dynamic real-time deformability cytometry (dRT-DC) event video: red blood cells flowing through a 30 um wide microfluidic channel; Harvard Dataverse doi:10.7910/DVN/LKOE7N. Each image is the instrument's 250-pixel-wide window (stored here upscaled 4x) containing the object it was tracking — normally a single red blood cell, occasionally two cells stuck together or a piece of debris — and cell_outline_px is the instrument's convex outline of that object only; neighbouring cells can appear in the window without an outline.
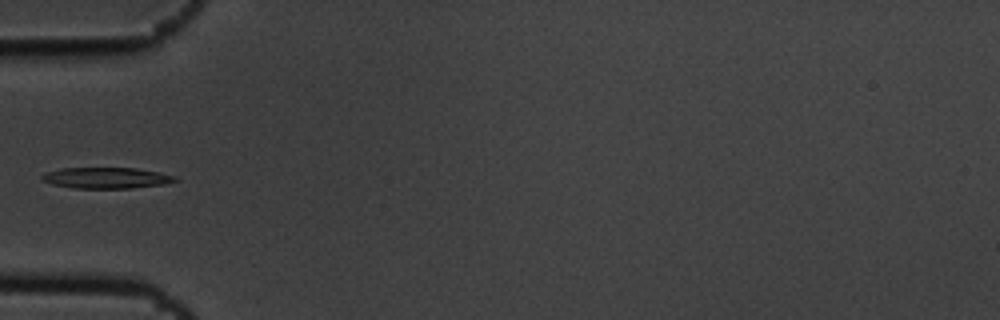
{"species": "common noctule bat (a hibernating species)", "species_latin": "Nyctalus noctula", "temperature_condition": "cold", "stored_images_in_passage": 5, "camera_frame_rate_fps": 3000, "um_per_image_px": 0.085, "animal": {"sex": "male", "body_mass_g": 19.5, "forearm_length_mm": 54.6}, "frame": {"image": 1, "passage_image": 4, "time_ms": 1.0, "image_size_px": [1000, 320], "cell_outline_px": [[180, 180], [164, 184], [132, 188], [72, 188], [52, 184], [40, 180], [40, 176], [44, 172], [60, 168], [136, 168], [160, 172], [176, 176]], "centroid_in_image_um": [9.02, 15.12], "position_along_channel_um": 76.0, "area_um2": 16.53}}
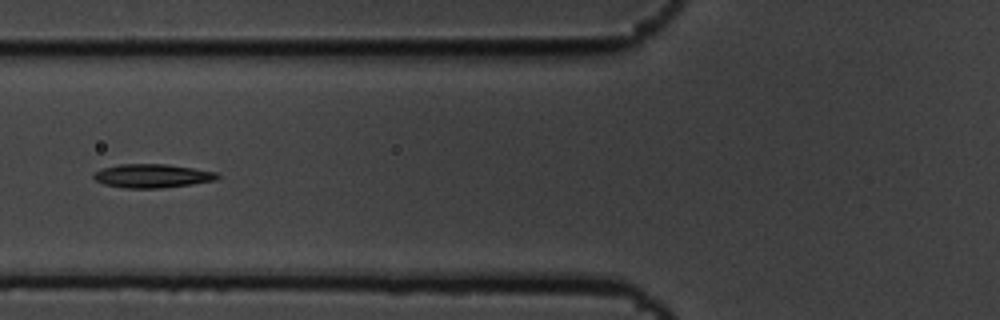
{"frame": {"image": 2, "passage_image": 5, "time_ms": 1.333, "image_size_px": [1000, 320], "cell_outline_px": [[220, 176], [216, 180], [192, 184], [160, 188], [124, 188], [104, 184], [96, 180], [92, 176], [92, 172], [104, 168], [120, 164], [164, 164], [192, 168], [216, 172]], "centroid_in_image_um": [12.91, 14.95], "position_along_channel_um": 112.9, "area_um2": 16.99}}